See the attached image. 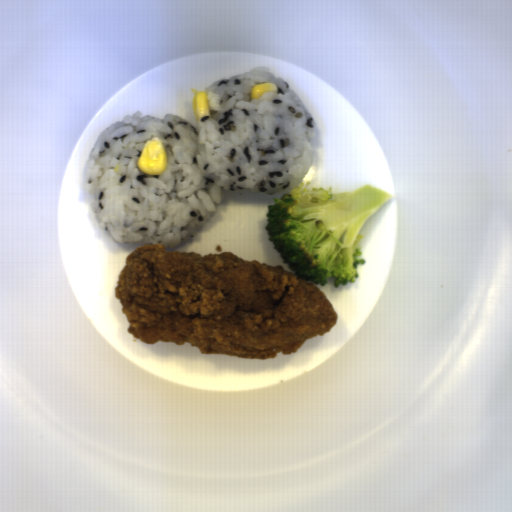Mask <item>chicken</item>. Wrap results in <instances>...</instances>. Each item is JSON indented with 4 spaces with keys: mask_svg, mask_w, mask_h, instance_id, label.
<instances>
[{
    "mask_svg": "<svg viewBox=\"0 0 512 512\" xmlns=\"http://www.w3.org/2000/svg\"><path fill=\"white\" fill-rule=\"evenodd\" d=\"M114 296L128 333L144 344L174 342L201 354L275 359L324 336L338 320L315 284L231 251H166L160 243L127 255Z\"/></svg>",
    "mask_w": 512,
    "mask_h": 512,
    "instance_id": "obj_1",
    "label": "chicken"
}]
</instances>
